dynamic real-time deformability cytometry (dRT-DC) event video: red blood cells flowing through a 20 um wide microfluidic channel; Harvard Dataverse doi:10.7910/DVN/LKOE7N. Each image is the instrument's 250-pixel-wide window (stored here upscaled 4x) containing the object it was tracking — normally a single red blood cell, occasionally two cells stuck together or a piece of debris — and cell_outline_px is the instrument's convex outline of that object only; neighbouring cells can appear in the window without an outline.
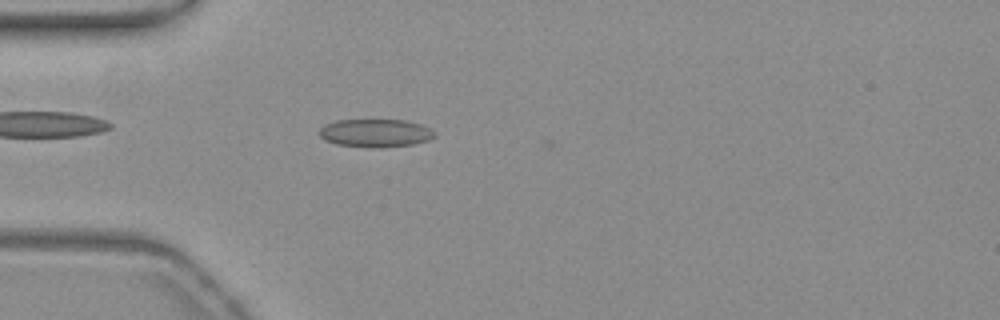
{"species": "common noctule bat (a hibernating species)", "species_latin": "Nyctalus noctula", "temperature_condition": "warm", "stored_images_in_passage": 48, "camera_frame_rate_fps": 3000, "um_per_image_px": 0.085, "animal": {"sex": "female", "body_mass_g": 19.3, "forearm_length_mm": 54.1}, "frame": {"image": 1, "passage_image": 9, "time_ms": 2.667, "image_size_px": [1000, 320], "cell_outline_px": [[436, 136], [428, 140], [412, 144], [380, 148], [372, 148], [336, 144], [324, 140], [320, 136], [320, 128], [324, 124], [336, 120], [404, 120], [420, 124], [436, 132]], "centroid_in_image_um": [31.89, 11.31], "position_along_channel_um": 53.1, "area_um2": 18.9}}
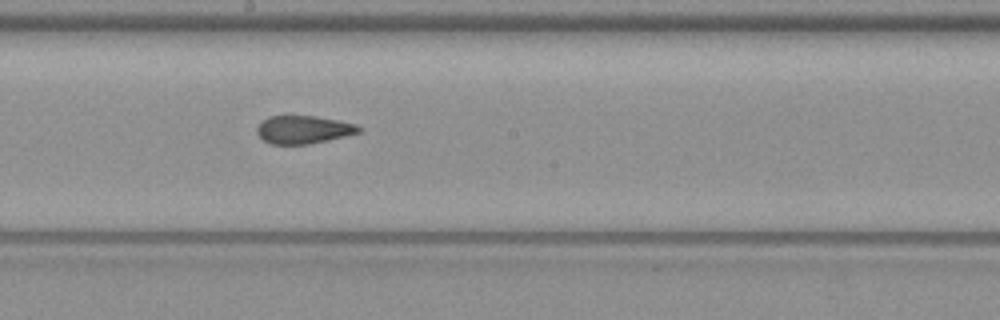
{"frame": {"image": 2, "passage_image": 23, "time_ms": 7.333, "image_size_px": [1000, 320], "cell_outline_px": [[360, 132], [328, 140], [308, 144], [272, 144], [264, 140], [256, 132], [256, 128], [268, 116], [316, 116], [340, 120], [356, 124], [360, 128]], "centroid_in_image_um": [25.8, 11.01], "position_along_channel_um": 222.4, "area_um2": 16.47}}
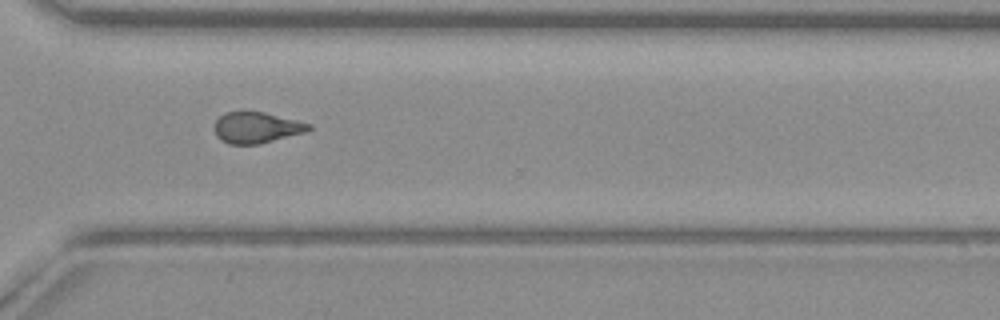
{"frame": {"image": 3, "passage_image": 33, "time_ms": 10.667, "image_size_px": [1000, 320], "cell_outline_px": [[312, 128], [308, 132], [260, 144], [228, 144], [220, 140], [216, 136], [216, 120], [220, 116], [228, 112], [264, 112], [312, 124]], "centroid_in_image_um": [21.85, 10.86], "position_along_channel_um": 348.7, "area_um2": 17.05}, "authors_computed_cell_mechanics": {"area_um2": 17.8024, "velocity_mm_per_s": 3.7954, "shape_relaxation_time_tau1_ms": null, "shape_relaxation_time_tau2_ms": 2.5775, "deformation_change_tau1": null, "deformation_change_tau2": 0.0878}}